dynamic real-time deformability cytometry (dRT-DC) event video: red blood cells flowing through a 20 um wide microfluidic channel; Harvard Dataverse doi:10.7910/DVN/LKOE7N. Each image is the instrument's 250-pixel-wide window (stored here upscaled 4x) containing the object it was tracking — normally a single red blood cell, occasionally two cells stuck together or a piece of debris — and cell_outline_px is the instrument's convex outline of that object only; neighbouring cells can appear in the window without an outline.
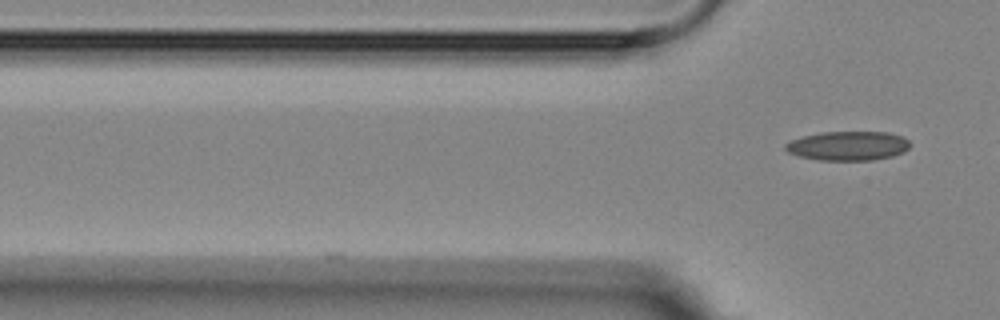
{"species": "Egyptian fruit bat (a non-hibernating species)", "species_latin": "Rousettus aegyptiacus", "temperature_condition": "room temperature", "stored_images_in_passage": 3, "camera_frame_rate_fps": 3000, "um_per_image_px": 0.085, "animal": {"sex": "female"}, "frame": {"image": 1, "passage_image": 3, "time_ms": 2.333, "image_size_px": [1000, 320], "cell_outline_px": [[908, 148], [904, 152], [892, 156], [872, 160], [816, 160], [800, 156], [788, 152], [784, 148], [784, 144], [792, 140], [804, 136], [820, 132], [888, 132], [900, 136], [908, 140]], "centroid_in_image_um": [72.06, 12.4], "position_along_channel_um": 53.7, "area_um2": 21.1}}